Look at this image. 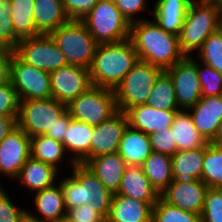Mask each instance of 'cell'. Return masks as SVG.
Returning <instances> with one entry per match:
<instances>
[{"instance_id": "25", "label": "cell", "mask_w": 222, "mask_h": 222, "mask_svg": "<svg viewBox=\"0 0 222 222\" xmlns=\"http://www.w3.org/2000/svg\"><path fill=\"white\" fill-rule=\"evenodd\" d=\"M33 16L36 30L43 35H49L70 20L63 0H34Z\"/></svg>"}, {"instance_id": "9", "label": "cell", "mask_w": 222, "mask_h": 222, "mask_svg": "<svg viewBox=\"0 0 222 222\" xmlns=\"http://www.w3.org/2000/svg\"><path fill=\"white\" fill-rule=\"evenodd\" d=\"M66 110L55 98L21 100L17 125L29 137L45 135Z\"/></svg>"}, {"instance_id": "21", "label": "cell", "mask_w": 222, "mask_h": 222, "mask_svg": "<svg viewBox=\"0 0 222 222\" xmlns=\"http://www.w3.org/2000/svg\"><path fill=\"white\" fill-rule=\"evenodd\" d=\"M117 194L147 203H157L160 197L141 166L133 165H127Z\"/></svg>"}, {"instance_id": "44", "label": "cell", "mask_w": 222, "mask_h": 222, "mask_svg": "<svg viewBox=\"0 0 222 222\" xmlns=\"http://www.w3.org/2000/svg\"><path fill=\"white\" fill-rule=\"evenodd\" d=\"M114 3L130 24L139 21L140 19L135 17L136 13L147 8V0H114Z\"/></svg>"}, {"instance_id": "17", "label": "cell", "mask_w": 222, "mask_h": 222, "mask_svg": "<svg viewBox=\"0 0 222 222\" xmlns=\"http://www.w3.org/2000/svg\"><path fill=\"white\" fill-rule=\"evenodd\" d=\"M188 110L195 128L208 143H211L215 139L222 121V95L201 97Z\"/></svg>"}, {"instance_id": "10", "label": "cell", "mask_w": 222, "mask_h": 222, "mask_svg": "<svg viewBox=\"0 0 222 222\" xmlns=\"http://www.w3.org/2000/svg\"><path fill=\"white\" fill-rule=\"evenodd\" d=\"M14 53L23 62L47 72L67 65L64 54L50 35L22 38L18 41Z\"/></svg>"}, {"instance_id": "39", "label": "cell", "mask_w": 222, "mask_h": 222, "mask_svg": "<svg viewBox=\"0 0 222 222\" xmlns=\"http://www.w3.org/2000/svg\"><path fill=\"white\" fill-rule=\"evenodd\" d=\"M201 222H222V189L209 188L205 193Z\"/></svg>"}, {"instance_id": "45", "label": "cell", "mask_w": 222, "mask_h": 222, "mask_svg": "<svg viewBox=\"0 0 222 222\" xmlns=\"http://www.w3.org/2000/svg\"><path fill=\"white\" fill-rule=\"evenodd\" d=\"M63 220H76L84 222H106L97 212L89 209L85 205L77 206L67 210V215Z\"/></svg>"}, {"instance_id": "20", "label": "cell", "mask_w": 222, "mask_h": 222, "mask_svg": "<svg viewBox=\"0 0 222 222\" xmlns=\"http://www.w3.org/2000/svg\"><path fill=\"white\" fill-rule=\"evenodd\" d=\"M112 194L118 192L126 162L118 153L101 155L88 159L84 163Z\"/></svg>"}, {"instance_id": "4", "label": "cell", "mask_w": 222, "mask_h": 222, "mask_svg": "<svg viewBox=\"0 0 222 222\" xmlns=\"http://www.w3.org/2000/svg\"><path fill=\"white\" fill-rule=\"evenodd\" d=\"M222 27V6L220 0H192L183 25L179 44L185 56L199 51L208 37Z\"/></svg>"}, {"instance_id": "35", "label": "cell", "mask_w": 222, "mask_h": 222, "mask_svg": "<svg viewBox=\"0 0 222 222\" xmlns=\"http://www.w3.org/2000/svg\"><path fill=\"white\" fill-rule=\"evenodd\" d=\"M152 222H201V215L171 205L160 196L153 206Z\"/></svg>"}, {"instance_id": "47", "label": "cell", "mask_w": 222, "mask_h": 222, "mask_svg": "<svg viewBox=\"0 0 222 222\" xmlns=\"http://www.w3.org/2000/svg\"><path fill=\"white\" fill-rule=\"evenodd\" d=\"M14 51L0 47V85L10 82V65Z\"/></svg>"}, {"instance_id": "40", "label": "cell", "mask_w": 222, "mask_h": 222, "mask_svg": "<svg viewBox=\"0 0 222 222\" xmlns=\"http://www.w3.org/2000/svg\"><path fill=\"white\" fill-rule=\"evenodd\" d=\"M20 99L11 82L0 85V115L18 118Z\"/></svg>"}, {"instance_id": "51", "label": "cell", "mask_w": 222, "mask_h": 222, "mask_svg": "<svg viewBox=\"0 0 222 222\" xmlns=\"http://www.w3.org/2000/svg\"><path fill=\"white\" fill-rule=\"evenodd\" d=\"M62 222H84V221H76V220H62Z\"/></svg>"}, {"instance_id": "31", "label": "cell", "mask_w": 222, "mask_h": 222, "mask_svg": "<svg viewBox=\"0 0 222 222\" xmlns=\"http://www.w3.org/2000/svg\"><path fill=\"white\" fill-rule=\"evenodd\" d=\"M33 6L34 0H12L13 31L19 39L41 35L36 30Z\"/></svg>"}, {"instance_id": "7", "label": "cell", "mask_w": 222, "mask_h": 222, "mask_svg": "<svg viewBox=\"0 0 222 222\" xmlns=\"http://www.w3.org/2000/svg\"><path fill=\"white\" fill-rule=\"evenodd\" d=\"M162 72L159 67L139 60L114 90L117 109L126 112L135 105L146 104Z\"/></svg>"}, {"instance_id": "28", "label": "cell", "mask_w": 222, "mask_h": 222, "mask_svg": "<svg viewBox=\"0 0 222 222\" xmlns=\"http://www.w3.org/2000/svg\"><path fill=\"white\" fill-rule=\"evenodd\" d=\"M58 170L31 156L22 167L17 179L26 188L38 192L55 184Z\"/></svg>"}, {"instance_id": "8", "label": "cell", "mask_w": 222, "mask_h": 222, "mask_svg": "<svg viewBox=\"0 0 222 222\" xmlns=\"http://www.w3.org/2000/svg\"><path fill=\"white\" fill-rule=\"evenodd\" d=\"M67 110L72 119L98 126L118 111L114 90L92 85L72 100Z\"/></svg>"}, {"instance_id": "3", "label": "cell", "mask_w": 222, "mask_h": 222, "mask_svg": "<svg viewBox=\"0 0 222 222\" xmlns=\"http://www.w3.org/2000/svg\"><path fill=\"white\" fill-rule=\"evenodd\" d=\"M59 183L66 210L85 205L107 219L113 194L85 164L74 163L71 177Z\"/></svg>"}, {"instance_id": "18", "label": "cell", "mask_w": 222, "mask_h": 222, "mask_svg": "<svg viewBox=\"0 0 222 222\" xmlns=\"http://www.w3.org/2000/svg\"><path fill=\"white\" fill-rule=\"evenodd\" d=\"M177 111L158 110L146 104H139L126 111L128 125L150 135L156 131L169 129Z\"/></svg>"}, {"instance_id": "43", "label": "cell", "mask_w": 222, "mask_h": 222, "mask_svg": "<svg viewBox=\"0 0 222 222\" xmlns=\"http://www.w3.org/2000/svg\"><path fill=\"white\" fill-rule=\"evenodd\" d=\"M24 211L13 204L4 188L0 187V222H20Z\"/></svg>"}, {"instance_id": "26", "label": "cell", "mask_w": 222, "mask_h": 222, "mask_svg": "<svg viewBox=\"0 0 222 222\" xmlns=\"http://www.w3.org/2000/svg\"><path fill=\"white\" fill-rule=\"evenodd\" d=\"M170 129L178 151L196 150L205 147L208 142L195 128L189 110L180 109L175 113Z\"/></svg>"}, {"instance_id": "2", "label": "cell", "mask_w": 222, "mask_h": 222, "mask_svg": "<svg viewBox=\"0 0 222 222\" xmlns=\"http://www.w3.org/2000/svg\"><path fill=\"white\" fill-rule=\"evenodd\" d=\"M138 61L130 39L98 44L89 69L91 84L115 90Z\"/></svg>"}, {"instance_id": "34", "label": "cell", "mask_w": 222, "mask_h": 222, "mask_svg": "<svg viewBox=\"0 0 222 222\" xmlns=\"http://www.w3.org/2000/svg\"><path fill=\"white\" fill-rule=\"evenodd\" d=\"M202 181L209 188L222 189V146L213 143L205 146Z\"/></svg>"}, {"instance_id": "6", "label": "cell", "mask_w": 222, "mask_h": 222, "mask_svg": "<svg viewBox=\"0 0 222 222\" xmlns=\"http://www.w3.org/2000/svg\"><path fill=\"white\" fill-rule=\"evenodd\" d=\"M82 21L98 44L129 39L131 24L114 1L99 0Z\"/></svg>"}, {"instance_id": "12", "label": "cell", "mask_w": 222, "mask_h": 222, "mask_svg": "<svg viewBox=\"0 0 222 222\" xmlns=\"http://www.w3.org/2000/svg\"><path fill=\"white\" fill-rule=\"evenodd\" d=\"M166 72L172 78L179 109L188 110L193 107L202 97L197 63L185 56Z\"/></svg>"}, {"instance_id": "42", "label": "cell", "mask_w": 222, "mask_h": 222, "mask_svg": "<svg viewBox=\"0 0 222 222\" xmlns=\"http://www.w3.org/2000/svg\"><path fill=\"white\" fill-rule=\"evenodd\" d=\"M99 0H63L66 15L70 20H82Z\"/></svg>"}, {"instance_id": "14", "label": "cell", "mask_w": 222, "mask_h": 222, "mask_svg": "<svg viewBox=\"0 0 222 222\" xmlns=\"http://www.w3.org/2000/svg\"><path fill=\"white\" fill-rule=\"evenodd\" d=\"M31 156V137L18 125L0 142V174L16 179Z\"/></svg>"}, {"instance_id": "30", "label": "cell", "mask_w": 222, "mask_h": 222, "mask_svg": "<svg viewBox=\"0 0 222 222\" xmlns=\"http://www.w3.org/2000/svg\"><path fill=\"white\" fill-rule=\"evenodd\" d=\"M141 168L160 195L173 181L172 160L169 155L152 151Z\"/></svg>"}, {"instance_id": "11", "label": "cell", "mask_w": 222, "mask_h": 222, "mask_svg": "<svg viewBox=\"0 0 222 222\" xmlns=\"http://www.w3.org/2000/svg\"><path fill=\"white\" fill-rule=\"evenodd\" d=\"M10 82L20 101L51 98L49 72L23 62L15 53L11 58Z\"/></svg>"}, {"instance_id": "22", "label": "cell", "mask_w": 222, "mask_h": 222, "mask_svg": "<svg viewBox=\"0 0 222 222\" xmlns=\"http://www.w3.org/2000/svg\"><path fill=\"white\" fill-rule=\"evenodd\" d=\"M93 127L86 123L72 119L66 129L63 140L65 151L73 153L70 159V165L74 163L84 164L90 159V142L92 138Z\"/></svg>"}, {"instance_id": "41", "label": "cell", "mask_w": 222, "mask_h": 222, "mask_svg": "<svg viewBox=\"0 0 222 222\" xmlns=\"http://www.w3.org/2000/svg\"><path fill=\"white\" fill-rule=\"evenodd\" d=\"M149 138L152 151L171 157L178 152L177 144L174 142L173 132L170 128L151 133Z\"/></svg>"}, {"instance_id": "23", "label": "cell", "mask_w": 222, "mask_h": 222, "mask_svg": "<svg viewBox=\"0 0 222 222\" xmlns=\"http://www.w3.org/2000/svg\"><path fill=\"white\" fill-rule=\"evenodd\" d=\"M117 153L127 165L141 166L152 153L149 135L128 125Z\"/></svg>"}, {"instance_id": "15", "label": "cell", "mask_w": 222, "mask_h": 222, "mask_svg": "<svg viewBox=\"0 0 222 222\" xmlns=\"http://www.w3.org/2000/svg\"><path fill=\"white\" fill-rule=\"evenodd\" d=\"M128 126L126 112L117 111L105 122L93 127L90 142V159L117 153L122 135Z\"/></svg>"}, {"instance_id": "33", "label": "cell", "mask_w": 222, "mask_h": 222, "mask_svg": "<svg viewBox=\"0 0 222 222\" xmlns=\"http://www.w3.org/2000/svg\"><path fill=\"white\" fill-rule=\"evenodd\" d=\"M65 153L62 142L46 135L31 137V157L53 166L58 171V163L63 162Z\"/></svg>"}, {"instance_id": "50", "label": "cell", "mask_w": 222, "mask_h": 222, "mask_svg": "<svg viewBox=\"0 0 222 222\" xmlns=\"http://www.w3.org/2000/svg\"><path fill=\"white\" fill-rule=\"evenodd\" d=\"M211 143L222 146V121L220 123L217 135Z\"/></svg>"}, {"instance_id": "1", "label": "cell", "mask_w": 222, "mask_h": 222, "mask_svg": "<svg viewBox=\"0 0 222 222\" xmlns=\"http://www.w3.org/2000/svg\"><path fill=\"white\" fill-rule=\"evenodd\" d=\"M140 61L150 63L163 71L182 60V53L177 34L164 31L153 20L133 22L130 25V36Z\"/></svg>"}, {"instance_id": "5", "label": "cell", "mask_w": 222, "mask_h": 222, "mask_svg": "<svg viewBox=\"0 0 222 222\" xmlns=\"http://www.w3.org/2000/svg\"><path fill=\"white\" fill-rule=\"evenodd\" d=\"M49 35L67 64L90 69L98 43L82 20H69Z\"/></svg>"}, {"instance_id": "49", "label": "cell", "mask_w": 222, "mask_h": 222, "mask_svg": "<svg viewBox=\"0 0 222 222\" xmlns=\"http://www.w3.org/2000/svg\"><path fill=\"white\" fill-rule=\"evenodd\" d=\"M20 222H48V221H44L42 220L40 217H36L34 215L31 214V212H27V210L25 209V211L23 212Z\"/></svg>"}, {"instance_id": "13", "label": "cell", "mask_w": 222, "mask_h": 222, "mask_svg": "<svg viewBox=\"0 0 222 222\" xmlns=\"http://www.w3.org/2000/svg\"><path fill=\"white\" fill-rule=\"evenodd\" d=\"M49 74L51 98L66 105L92 86L89 69L80 66L67 64Z\"/></svg>"}, {"instance_id": "27", "label": "cell", "mask_w": 222, "mask_h": 222, "mask_svg": "<svg viewBox=\"0 0 222 222\" xmlns=\"http://www.w3.org/2000/svg\"><path fill=\"white\" fill-rule=\"evenodd\" d=\"M205 147L196 150L178 151L171 157L172 173L175 181L191 183L202 180Z\"/></svg>"}, {"instance_id": "37", "label": "cell", "mask_w": 222, "mask_h": 222, "mask_svg": "<svg viewBox=\"0 0 222 222\" xmlns=\"http://www.w3.org/2000/svg\"><path fill=\"white\" fill-rule=\"evenodd\" d=\"M190 57L197 63V74L200 81L202 97L222 95V74L210 65L198 62L192 56ZM201 63L204 68L201 67Z\"/></svg>"}, {"instance_id": "36", "label": "cell", "mask_w": 222, "mask_h": 222, "mask_svg": "<svg viewBox=\"0 0 222 222\" xmlns=\"http://www.w3.org/2000/svg\"><path fill=\"white\" fill-rule=\"evenodd\" d=\"M198 55L201 62L222 74V27L208 37Z\"/></svg>"}, {"instance_id": "46", "label": "cell", "mask_w": 222, "mask_h": 222, "mask_svg": "<svg viewBox=\"0 0 222 222\" xmlns=\"http://www.w3.org/2000/svg\"><path fill=\"white\" fill-rule=\"evenodd\" d=\"M72 120L70 113L66 110L57 120L56 123L52 126L51 130H48L45 134L46 136L62 142L66 134V129Z\"/></svg>"}, {"instance_id": "24", "label": "cell", "mask_w": 222, "mask_h": 222, "mask_svg": "<svg viewBox=\"0 0 222 222\" xmlns=\"http://www.w3.org/2000/svg\"><path fill=\"white\" fill-rule=\"evenodd\" d=\"M192 0H157L149 13L164 31L179 35Z\"/></svg>"}, {"instance_id": "48", "label": "cell", "mask_w": 222, "mask_h": 222, "mask_svg": "<svg viewBox=\"0 0 222 222\" xmlns=\"http://www.w3.org/2000/svg\"><path fill=\"white\" fill-rule=\"evenodd\" d=\"M17 119L0 115V142L17 126Z\"/></svg>"}, {"instance_id": "16", "label": "cell", "mask_w": 222, "mask_h": 222, "mask_svg": "<svg viewBox=\"0 0 222 222\" xmlns=\"http://www.w3.org/2000/svg\"><path fill=\"white\" fill-rule=\"evenodd\" d=\"M208 189L202 180L183 183L173 179L160 196L171 205L201 215Z\"/></svg>"}, {"instance_id": "19", "label": "cell", "mask_w": 222, "mask_h": 222, "mask_svg": "<svg viewBox=\"0 0 222 222\" xmlns=\"http://www.w3.org/2000/svg\"><path fill=\"white\" fill-rule=\"evenodd\" d=\"M155 204L115 193L106 222H152Z\"/></svg>"}, {"instance_id": "29", "label": "cell", "mask_w": 222, "mask_h": 222, "mask_svg": "<svg viewBox=\"0 0 222 222\" xmlns=\"http://www.w3.org/2000/svg\"><path fill=\"white\" fill-rule=\"evenodd\" d=\"M34 205L41 219L62 222L67 215L60 183L34 193Z\"/></svg>"}, {"instance_id": "32", "label": "cell", "mask_w": 222, "mask_h": 222, "mask_svg": "<svg viewBox=\"0 0 222 222\" xmlns=\"http://www.w3.org/2000/svg\"><path fill=\"white\" fill-rule=\"evenodd\" d=\"M146 105L163 111L180 110L175 98L172 78L166 71H163L156 79L155 84L148 96Z\"/></svg>"}, {"instance_id": "38", "label": "cell", "mask_w": 222, "mask_h": 222, "mask_svg": "<svg viewBox=\"0 0 222 222\" xmlns=\"http://www.w3.org/2000/svg\"><path fill=\"white\" fill-rule=\"evenodd\" d=\"M12 0H0V47L15 50L20 40L13 31Z\"/></svg>"}]
</instances>
